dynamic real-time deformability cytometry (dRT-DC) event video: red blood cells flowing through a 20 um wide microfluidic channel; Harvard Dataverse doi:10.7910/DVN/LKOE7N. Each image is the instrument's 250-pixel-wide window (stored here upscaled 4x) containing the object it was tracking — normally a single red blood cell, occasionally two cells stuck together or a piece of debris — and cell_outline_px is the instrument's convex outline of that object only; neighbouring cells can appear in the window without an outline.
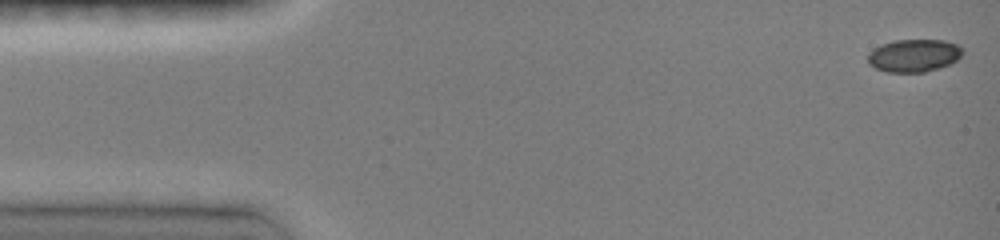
{"species": "common noctule bat (a hibernating species)", "species_latin": "Nyctalus noctula", "temperature_condition": "room temperature", "stored_images_in_passage": 46, "camera_frame_rate_fps": 3000, "um_per_image_px": 0.085, "animal": {"sex": "female", "body_mass_g": 19.0, "forearm_length_mm": 51.5}, "frame": {"image": 1, "passage_image": 1, "time_ms": 0.0, "image_size_px": [1000, 240], "cell_outline_px": [[964, 52], [956, 60], [948, 64], [924, 72], [888, 72], [876, 68], [868, 64], [868, 52], [880, 44], [896, 40], [944, 40], [956, 44], [964, 48]], "centroid_in_image_um": [77.66, 4.71], "position_along_channel_um": 7.3, "area_um2": 18.03}}
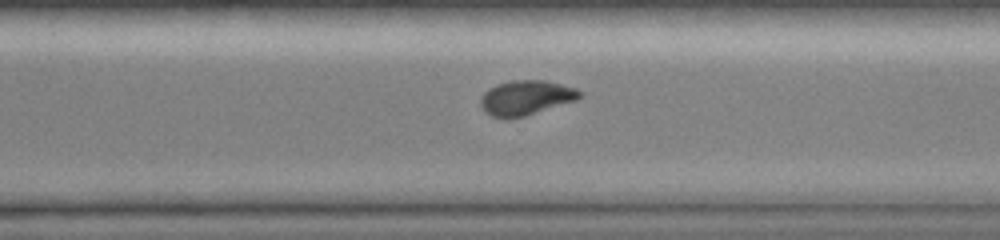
{"frame": {"image": 2, "passage_image": 33, "time_ms": 10.667, "image_size_px": [1000, 240], "cell_outline_px": [[580, 96], [576, 100], [524, 116], [508, 120], [492, 116], [484, 112], [480, 104], [480, 96], [488, 88], [496, 84], [512, 80], [544, 80], [576, 88], [580, 92]], "centroid_in_image_um": [44.63, 8.31], "position_along_channel_um": 326.0, "area_um2": 20.11}}
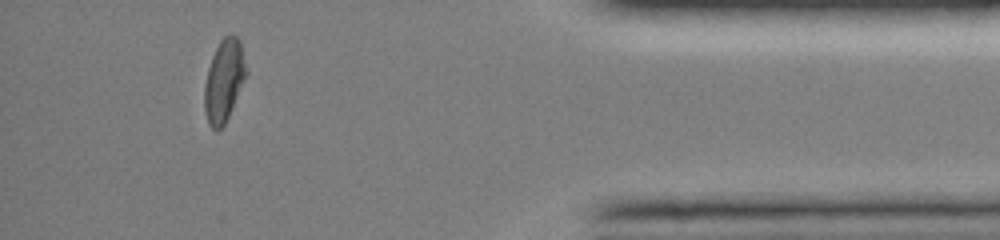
{"frame": {"image": 3, "passage_image": 42, "time_ms": 13.667, "image_size_px": [1000, 240], "cell_outline_px": [[248, 72], [228, 116], [224, 124], [216, 132], [208, 124], [204, 108], [204, 84], [208, 68], [212, 56], [220, 40], [224, 36], [232, 32], [240, 40]], "centroid_in_image_um": [19.04, 6.82], "position_along_channel_um": 416.2, "area_um2": 20.06}, "authors_computed_cell_mechanics": {"area_um2": 20.1144, "velocity_mm_per_s": 4.119, "shape_relaxation_time_tau1_ms": 5.3591, "shape_relaxation_time_tau2_ms": 4.8413, "deformation_change_tau1": 0.1985, "deformation_change_tau2": 0.0734}}